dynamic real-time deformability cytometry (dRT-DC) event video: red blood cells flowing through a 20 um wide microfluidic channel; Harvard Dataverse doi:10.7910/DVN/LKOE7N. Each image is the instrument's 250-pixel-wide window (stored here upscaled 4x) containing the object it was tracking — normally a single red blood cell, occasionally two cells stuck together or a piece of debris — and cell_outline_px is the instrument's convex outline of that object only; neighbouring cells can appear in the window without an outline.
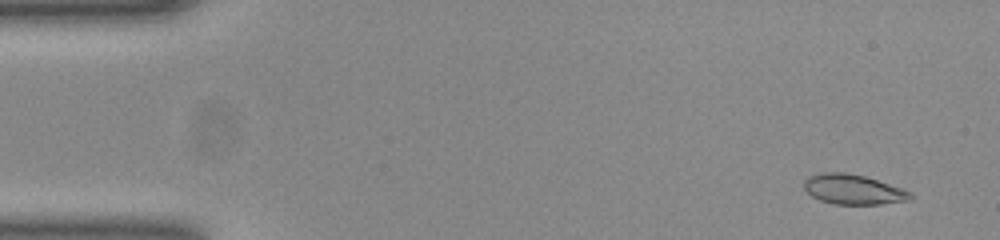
{"species": "common noctule bat (a hibernating species)", "species_latin": "Nyctalus noctula", "temperature_condition": "room temperature", "stored_images_in_passage": 13, "camera_frame_rate_fps": 3000, "um_per_image_px": 0.085, "animal": {"sex": "female", "body_mass_g": 23.0, "forearm_length_mm": 53.4}, "frame": {"image": 1, "passage_image": 3, "time_ms": 0.667, "image_size_px": [1000, 240], "cell_outline_px": [[912, 200], [880, 204], [836, 204], [820, 200], [812, 196], [804, 188], [804, 180], [808, 176], [824, 172], [844, 172], [864, 176], [912, 192]], "centroid_in_image_um": [72.51, 16.1], "position_along_channel_um": 12.5, "area_um2": 18.38}}